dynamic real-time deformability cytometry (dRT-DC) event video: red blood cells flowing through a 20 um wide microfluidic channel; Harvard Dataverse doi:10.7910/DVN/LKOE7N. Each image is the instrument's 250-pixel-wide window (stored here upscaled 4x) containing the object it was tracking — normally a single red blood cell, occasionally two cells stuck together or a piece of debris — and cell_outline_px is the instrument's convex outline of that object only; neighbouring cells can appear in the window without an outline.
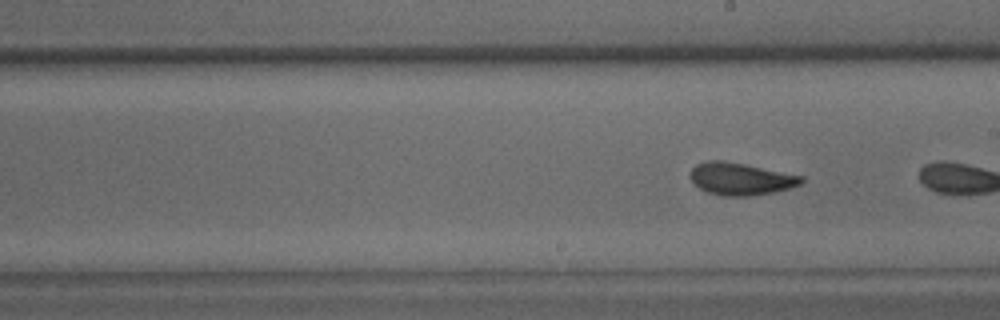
{"species": "common noctule bat (a hibernating species)", "species_latin": "Nyctalus noctula", "temperature_condition": "warm", "stored_images_in_passage": 13, "camera_frame_rate_fps": 3000, "um_per_image_px": 0.085, "animal": {"sex": "male", "body_mass_g": 15.6}, "frame": {"image": 1, "passage_image": 13, "time_ms": 4.0, "image_size_px": [1000, 320], "cell_outline_px": [[804, 180], [800, 184], [776, 192], [748, 196], [724, 196], [708, 192], [700, 188], [688, 176], [688, 172], [696, 164], [708, 160], [724, 160], [804, 176]], "centroid_in_image_um": [62.93, 15.19], "position_along_channel_um": 226.1, "area_um2": 20.92}}